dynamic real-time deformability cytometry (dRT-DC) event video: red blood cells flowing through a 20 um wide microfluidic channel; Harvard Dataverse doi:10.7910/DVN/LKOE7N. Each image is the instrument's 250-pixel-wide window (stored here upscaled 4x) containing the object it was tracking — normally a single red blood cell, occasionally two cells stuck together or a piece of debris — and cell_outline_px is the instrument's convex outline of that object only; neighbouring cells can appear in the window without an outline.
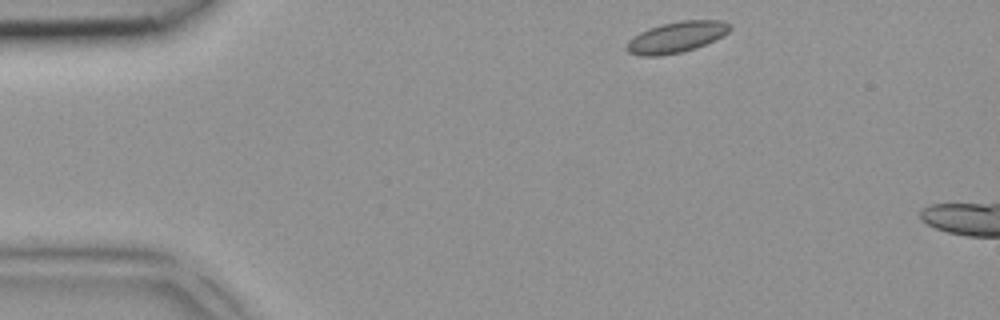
{"species": "common noctule bat (a hibernating species)", "species_latin": "Nyctalus noctula", "temperature_condition": "room temperature", "stored_images_in_passage": 3, "camera_frame_rate_fps": 3000, "um_per_image_px": 0.085, "animal": {"sex": "female", "body_mass_g": 18.4}, "frame": {"image": 1, "passage_image": 1, "time_ms": 0.0, "image_size_px": [1000, 320], "cell_outline_px": [[732, 28], [728, 32], [696, 48], [680, 52], [660, 56], [640, 56], [628, 52], [624, 48], [628, 40], [640, 32], [648, 28], [680, 20], [720, 20], [732, 24]], "centroid_in_image_um": [57.46, 3.15], "position_along_channel_um": 27.5, "area_um2": 18.55}}